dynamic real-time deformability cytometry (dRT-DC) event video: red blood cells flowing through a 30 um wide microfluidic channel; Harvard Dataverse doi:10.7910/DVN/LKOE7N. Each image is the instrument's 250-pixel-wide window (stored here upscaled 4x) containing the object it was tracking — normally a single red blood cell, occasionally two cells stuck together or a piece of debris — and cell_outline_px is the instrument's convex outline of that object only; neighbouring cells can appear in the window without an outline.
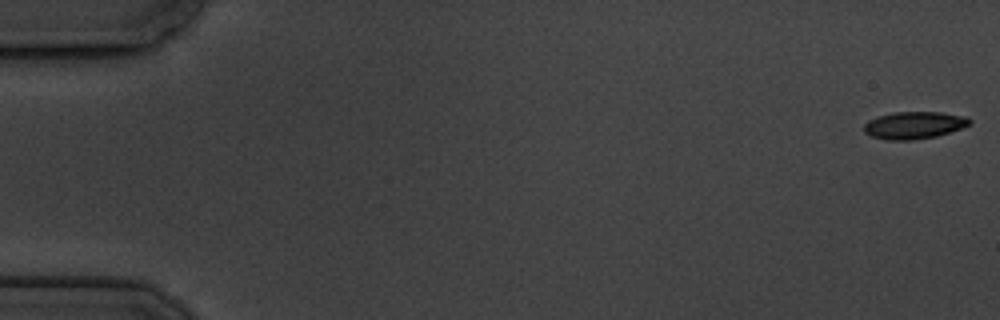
{"species": "common noctule bat (a hibernating species)", "species_latin": "Nyctalus noctula", "temperature_condition": "cold", "stored_images_in_passage": 10, "camera_frame_rate_fps": 3000, "um_per_image_px": 0.085, "animal": {"sex": "male", "body_mass_g": 19.5, "forearm_length_mm": 54.6}, "frame": {"image": 1, "passage_image": 1, "time_ms": 0.0, "image_size_px": [1000, 320], "cell_outline_px": [[972, 124], [936, 136], [912, 140], [888, 140], [872, 136], [864, 132], [864, 124], [868, 120], [876, 116], [892, 112], [940, 112], [964, 116], [972, 120]], "centroid_in_image_um": [77.67, 10.63], "position_along_channel_um": 7.3, "area_um2": 16.76}}
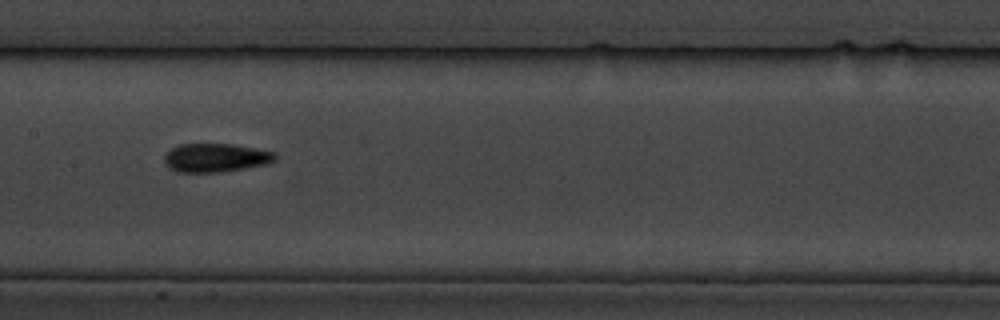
{"frame": {"image": 2, "passage_image": 9, "time_ms": 9.667, "image_size_px": [1000, 320], "cell_outline_px": [[276, 160], [264, 164], [244, 168], [220, 172], [176, 172], [168, 168], [164, 164], [164, 156], [172, 148], [180, 144], [232, 144], [276, 152]], "centroid_in_image_um": [18.3, 13.41], "position_along_channel_um": 189.1, "area_um2": 18.44}}
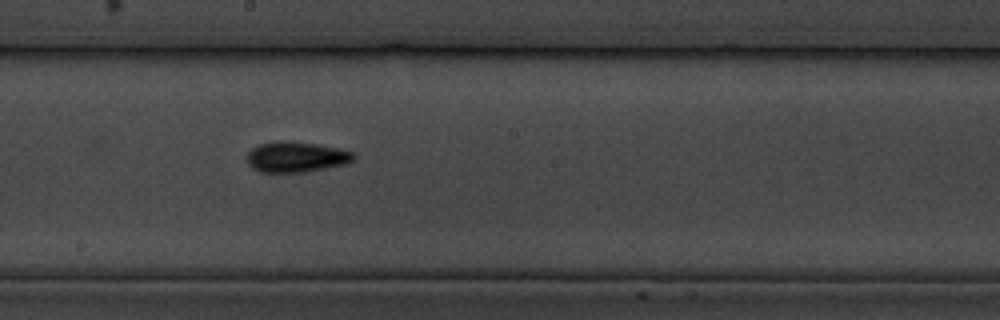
{"frame": {"image": 3, "passage_image": 10, "time_ms": 10.667, "image_size_px": [1000, 320], "cell_outline_px": [[356, 156], [352, 160], [344, 164], [304, 172], [260, 172], [252, 168], [248, 164], [248, 152], [252, 148], [260, 144], [280, 140], [316, 144], [340, 148], [352, 152]], "centroid_in_image_um": [25.15, 13.34], "position_along_channel_um": 223.0, "area_um2": 18.79}}